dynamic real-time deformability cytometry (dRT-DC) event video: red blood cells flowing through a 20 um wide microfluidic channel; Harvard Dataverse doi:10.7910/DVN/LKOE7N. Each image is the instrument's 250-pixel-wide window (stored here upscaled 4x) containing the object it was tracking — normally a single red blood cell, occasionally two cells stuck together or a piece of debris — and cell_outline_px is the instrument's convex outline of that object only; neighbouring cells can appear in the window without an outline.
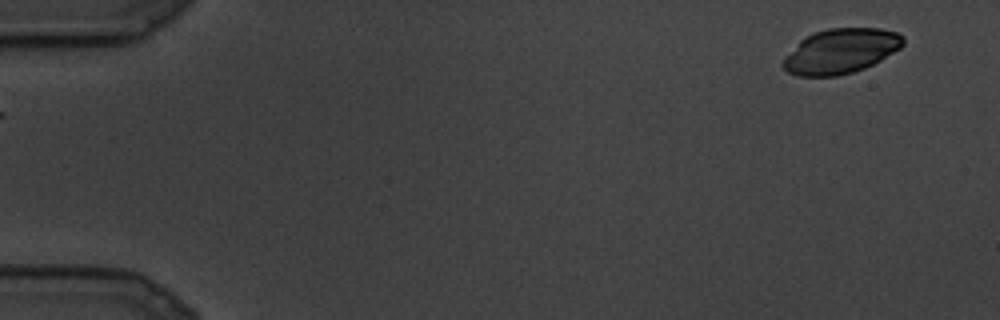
{"species": "common noctule bat (a hibernating species)", "species_latin": "Nyctalus noctula", "temperature_condition": "cold", "stored_images_in_passage": 3, "segment_of_instrument_passage": [2, 2], "camera_frame_rate_fps": 3000, "um_per_image_px": 0.085, "animal": {"sex": "male", "body_mass_g": 19.5, "forearm_length_mm": 54.6}, "frame": {"image": 1, "passage_image": 3, "time_ms": 0.667, "image_size_px": [1000, 320], "cell_outline_px": [[904, 44], [900, 48], [880, 60], [864, 68], [852, 72], [836, 76], [796, 76], [788, 72], [780, 64], [800, 40], [804, 36], [828, 28], [880, 28], [896, 32], [904, 36]], "centroid_in_image_um": [71.46, 4.34], "position_along_channel_um": 13.5, "area_um2": 31.21}}